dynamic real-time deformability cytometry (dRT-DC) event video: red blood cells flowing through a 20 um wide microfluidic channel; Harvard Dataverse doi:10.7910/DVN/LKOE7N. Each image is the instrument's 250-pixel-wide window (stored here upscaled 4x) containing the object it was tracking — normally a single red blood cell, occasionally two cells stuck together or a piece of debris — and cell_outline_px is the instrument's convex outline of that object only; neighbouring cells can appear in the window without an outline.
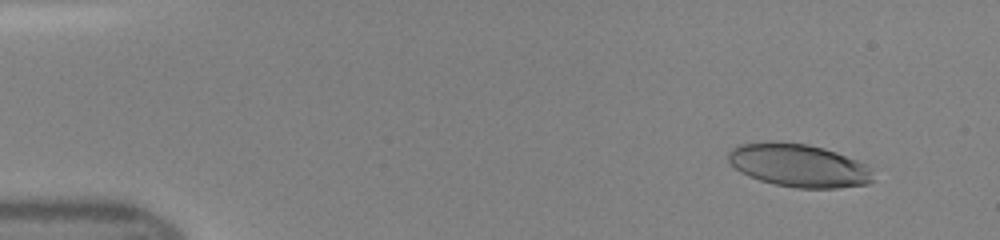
{"species": "human", "species_latin": "Homo sapiens", "temperature_condition": "room temperature", "stored_images_in_passage": 40, "camera_frame_rate_fps": 3000, "um_per_image_px": 0.085, "donor": {"sex": "female"}, "frame": {"image": 1, "passage_image": 5, "time_ms": 1.333, "image_size_px": [1000, 240], "cell_outline_px": [[872, 180], [868, 184], [836, 188], [796, 188], [776, 184], [760, 180], [748, 176], [740, 172], [728, 160], [728, 152], [732, 148], [740, 144], [768, 140], [776, 140], [808, 144], [824, 148], [836, 152], [856, 160], [864, 164], [868, 168]], "centroid_in_image_um": [67.82, 14.04], "position_along_channel_um": 17.2, "area_um2": 36.36}}
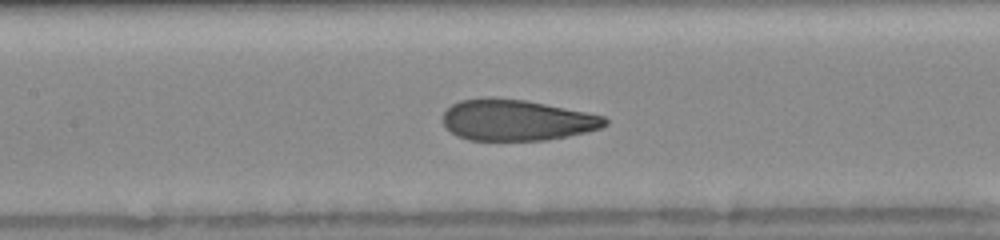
{"frame": {"image": 2, "passage_image": 23, "time_ms": 7.333, "image_size_px": [1000, 240], "cell_outline_px": [[608, 124], [600, 128], [568, 136], [544, 140], [468, 140], [456, 136], [444, 124], [444, 112], [452, 104], [460, 100], [484, 96], [492, 96], [524, 100], [604, 116], [608, 120]], "centroid_in_image_um": [43.87, 10.2], "position_along_channel_um": 163.5, "area_um2": 38.67}}
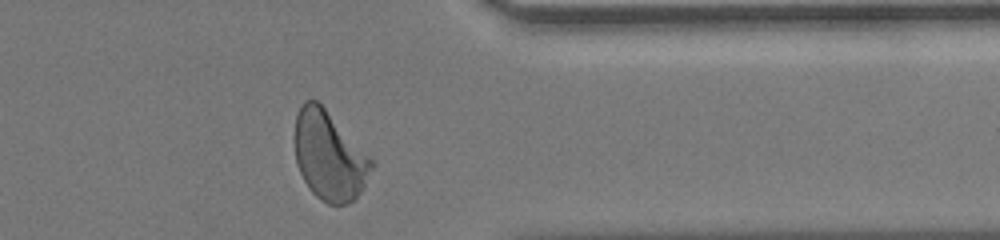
{"frame": {"image": 3, "passage_image": 39, "time_ms": 12.667, "image_size_px": [1000, 240], "cell_outline_px": [[376, 160], [360, 192], [348, 204], [328, 204], [320, 200], [308, 188], [296, 164], [296, 116], [304, 100], [316, 100]], "centroid_in_image_um": [28.01, 13.26], "position_along_channel_um": 383.4, "area_um2": 39.48}}